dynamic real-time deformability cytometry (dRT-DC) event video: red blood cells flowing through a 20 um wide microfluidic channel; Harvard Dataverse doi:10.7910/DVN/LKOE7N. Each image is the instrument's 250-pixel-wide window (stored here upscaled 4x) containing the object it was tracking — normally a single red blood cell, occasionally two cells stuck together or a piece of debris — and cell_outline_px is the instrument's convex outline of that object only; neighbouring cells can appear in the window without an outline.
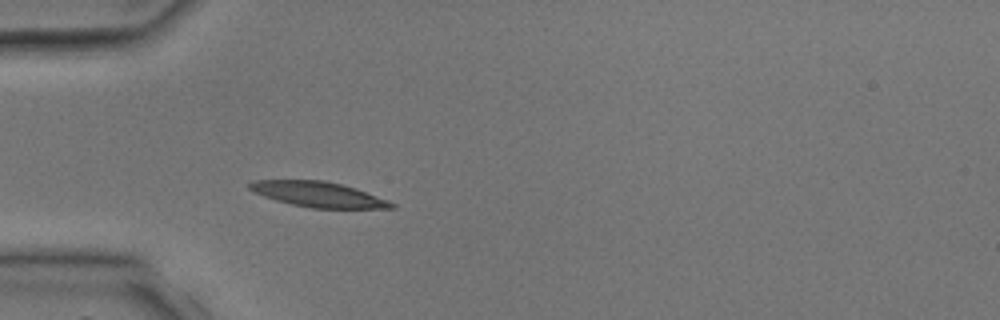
{"species": "common noctule bat (a hibernating species)", "species_latin": "Nyctalus noctula", "temperature_condition": "room temperature", "stored_images_in_passage": 1, "camera_frame_rate_fps": 3000, "um_per_image_px": 0.085, "animal": {"sex": "male", "body_mass_g": 17.9, "forearm_length_mm": 54.2}, "frame": {"image": 1, "passage_image": 1, "time_ms": 0.0, "image_size_px": [1000, 320], "cell_outline_px": [[396, 208], [312, 208], [292, 204], [276, 200], [264, 196], [248, 188], [248, 184], [252, 180], [324, 180], [356, 188], [388, 200], [396, 204]], "centroid_in_image_um": [27.07, 16.52], "position_along_channel_um": 57.9, "area_um2": 20.75}}